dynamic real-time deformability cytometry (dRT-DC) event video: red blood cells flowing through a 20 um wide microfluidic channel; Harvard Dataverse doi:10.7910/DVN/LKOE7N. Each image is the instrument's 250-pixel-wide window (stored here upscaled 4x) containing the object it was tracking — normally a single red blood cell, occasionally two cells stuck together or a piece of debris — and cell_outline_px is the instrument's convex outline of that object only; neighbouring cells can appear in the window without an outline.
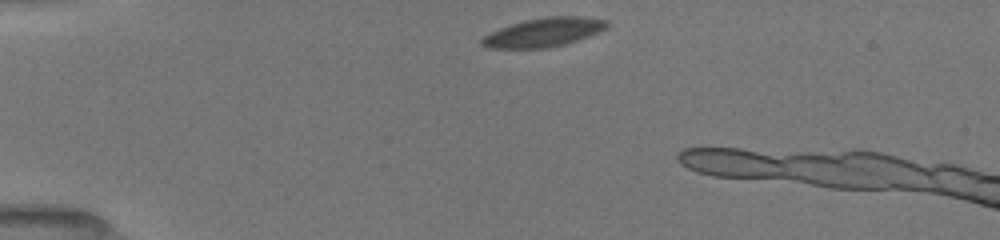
{"species": "common noctule bat (a hibernating species)", "species_latin": "Nyctalus noctula", "temperature_condition": "room temperature", "stored_images_in_passage": 8, "camera_frame_rate_fps": 3000, "um_per_image_px": 0.085, "animal": {"sex": "female", "body_mass_g": 19.5, "forearm_length_mm": 54.1}, "frame": {"image": 1, "passage_image": 2, "time_ms": 0.333, "image_size_px": [1000, 240], "cell_outline_px": [[608, 28], [600, 32], [564, 44], [548, 48], [488, 48], [480, 44], [480, 40], [484, 36], [500, 28], [524, 20], [548, 16], [580, 16], [608, 20]], "centroid_in_image_um": [46.24, 2.74], "position_along_channel_um": 38.8, "area_um2": 20.98}}
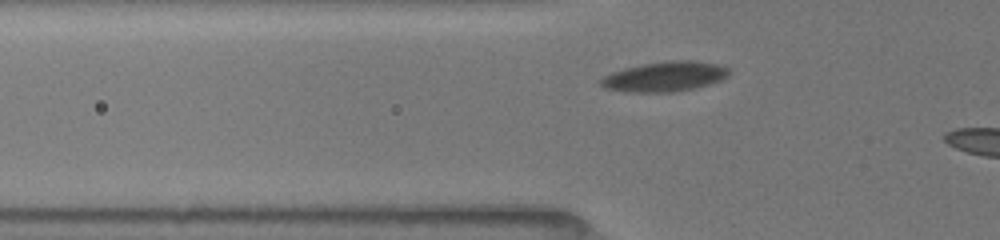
{"frame": {"image": 2, "passage_image": 7, "time_ms": 2.333, "image_size_px": [1000, 240], "cell_outline_px": [[728, 76], [720, 80], [696, 88], [672, 92], [628, 92], [604, 88], [596, 80], [612, 72], [624, 68], [644, 64], [672, 60], [692, 60], [716, 64], [728, 68]], "centroid_in_image_um": [56.46, 6.51], "position_along_channel_um": 69.3, "area_um2": 22.31}}